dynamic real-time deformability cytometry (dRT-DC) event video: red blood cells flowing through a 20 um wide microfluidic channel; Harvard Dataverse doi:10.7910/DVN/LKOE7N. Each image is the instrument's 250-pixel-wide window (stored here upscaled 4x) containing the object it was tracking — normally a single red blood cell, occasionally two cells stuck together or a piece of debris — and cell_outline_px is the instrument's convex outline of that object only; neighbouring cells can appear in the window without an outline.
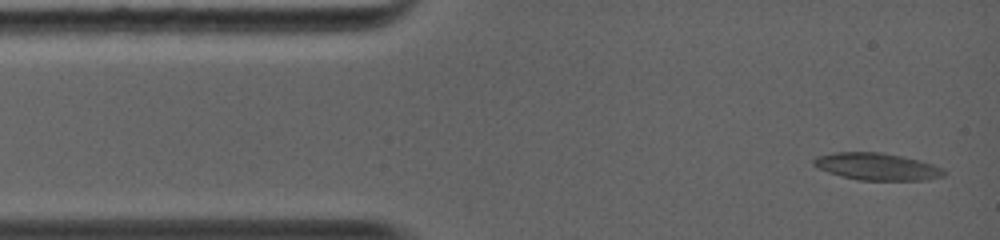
{"species": "common noctule bat (a hibernating species)", "species_latin": "Nyctalus noctula", "temperature_condition": "warm", "stored_images_in_passage": 29, "camera_frame_rate_fps": 5000, "um_per_image_px": 0.085, "animal": {"sex": "female", "body_mass_g": 19.0, "forearm_length_mm": 56.7}, "frame": {"image": 1, "passage_image": 1, "time_ms": 0.0, "image_size_px": [1000, 240], "cell_outline_px": [[948, 172], [944, 176], [924, 180], [860, 180], [828, 172], [812, 164], [812, 160], [816, 156], [836, 152], [880, 152], [920, 160], [932, 164]], "centroid_in_image_um": [74.55, 14.15], "position_along_channel_um": 10.5, "area_um2": 20.4}}
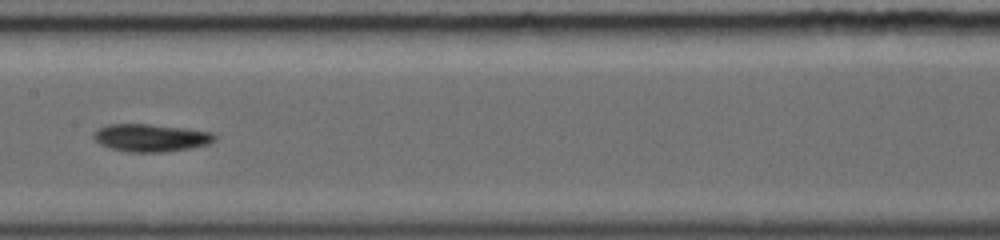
{"frame": {"image": 2, "passage_image": 13, "time_ms": 5.6, "image_size_px": [1000, 240], "cell_outline_px": [[216, 140], [208, 144], [188, 148], [164, 152], [128, 152], [112, 148], [100, 144], [92, 136], [100, 128], [108, 124], [148, 124], [184, 128], [212, 132], [216, 136]], "centroid_in_image_um": [12.84, 11.71], "position_along_channel_um": 194.6, "area_um2": 19.25}}
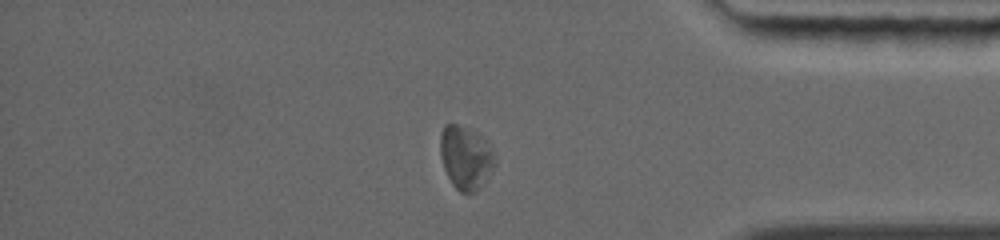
{"frame": {"image": 3, "passage_image": 25, "time_ms": 10.6, "image_size_px": [1000, 240], "cell_outline_px": [[496, 164], [476, 188], [472, 192], [460, 192], [452, 184], [444, 168], [440, 152], [440, 132], [444, 124], [456, 124], [480, 132], [496, 152]], "centroid_in_image_um": [39.59, 13.3], "position_along_channel_um": 395.6, "area_um2": 20.17}, "authors_computed_cell_mechanics": {"area_um2": 18.9006, "velocity_mm_per_s": 4.3996, "shape_relaxation_time_tau1_ms": 2.6828, "shape_relaxation_time_tau2_ms": null, "deformation_change_tau1": 0.1527, "deformation_change_tau2": null}}